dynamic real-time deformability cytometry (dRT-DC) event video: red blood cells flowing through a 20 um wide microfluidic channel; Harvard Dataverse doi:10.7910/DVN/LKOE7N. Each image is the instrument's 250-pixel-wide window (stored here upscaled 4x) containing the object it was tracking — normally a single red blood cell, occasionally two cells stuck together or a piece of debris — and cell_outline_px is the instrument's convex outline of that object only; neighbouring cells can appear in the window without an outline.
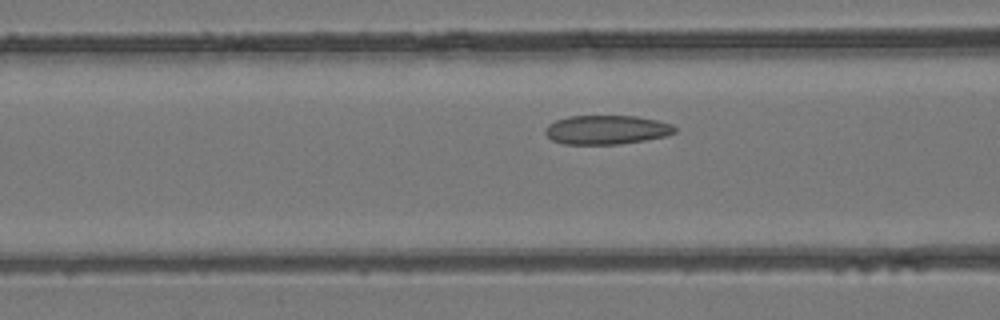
{"species": "common noctule bat (a hibernating species)", "species_latin": "Nyctalus noctula", "temperature_condition": "room temperature", "stored_images_in_passage": 4, "camera_frame_rate_fps": 3000, "um_per_image_px": 0.085, "animal": {"sex": "female", "body_mass_g": 24.6, "forearm_length_mm": 56.2}, "frame": {"image": 1, "passage_image": 4, "time_ms": 1.0, "image_size_px": [1000, 320], "cell_outline_px": [[676, 132], [664, 136], [644, 140], [620, 144], [564, 144], [552, 140], [544, 132], [544, 128], [548, 124], [556, 120], [568, 116], [636, 116], [656, 120], [672, 124], [676, 128]], "centroid_in_image_um": [51.53, 11.03], "position_along_channel_um": 115.1, "area_um2": 21.91}}